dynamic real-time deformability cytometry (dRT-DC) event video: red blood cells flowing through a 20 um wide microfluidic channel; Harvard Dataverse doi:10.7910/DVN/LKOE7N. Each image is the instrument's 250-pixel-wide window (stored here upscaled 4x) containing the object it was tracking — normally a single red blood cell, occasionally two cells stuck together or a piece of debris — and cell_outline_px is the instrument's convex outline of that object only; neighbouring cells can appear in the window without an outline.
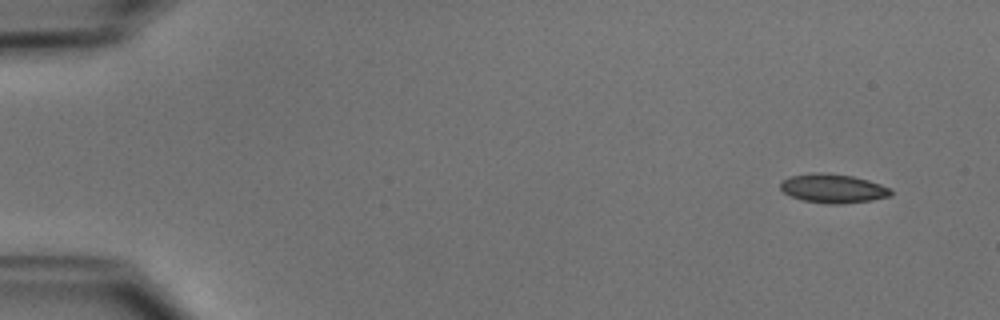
{"species": "common noctule bat (a hibernating species)", "species_latin": "Nyctalus noctula", "temperature_condition": "cold", "stored_images_in_passage": 48, "camera_frame_rate_fps": 3000, "um_per_image_px": 0.085, "animal": {"sex": "male", "body_mass_g": 15.6}, "frame": {"image": 1, "passage_image": 1, "time_ms": 0.0, "image_size_px": [1000, 320], "cell_outline_px": [[892, 196], [872, 200], [840, 204], [828, 204], [800, 200], [784, 192], [780, 188], [780, 184], [788, 176], [812, 172], [820, 172], [852, 176], [868, 180], [892, 188]], "centroid_in_image_um": [70.82, 16.02], "position_along_channel_um": 14.2, "area_um2": 18.79}}
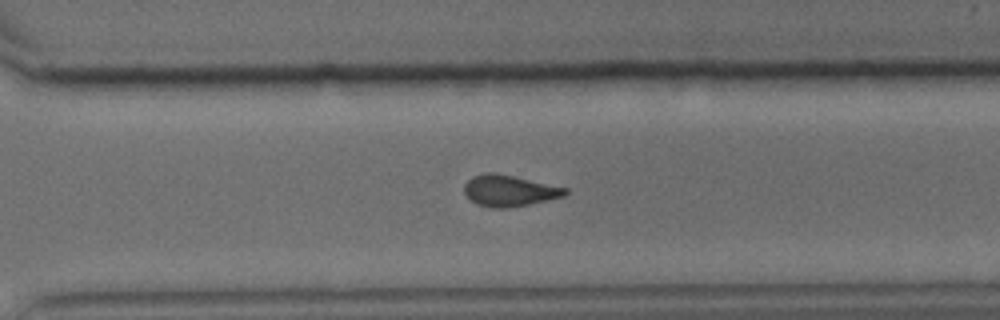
{"frame": {"image": 2, "passage_image": 34, "time_ms": 11.0, "image_size_px": [1000, 320], "cell_outline_px": [[568, 192], [564, 196], [528, 204], [508, 208], [492, 208], [476, 204], [464, 192], [464, 184], [472, 176], [488, 172], [496, 172], [568, 188]], "centroid_in_image_um": [43.27, 16.2], "position_along_channel_um": 327.3, "area_um2": 18.32}}
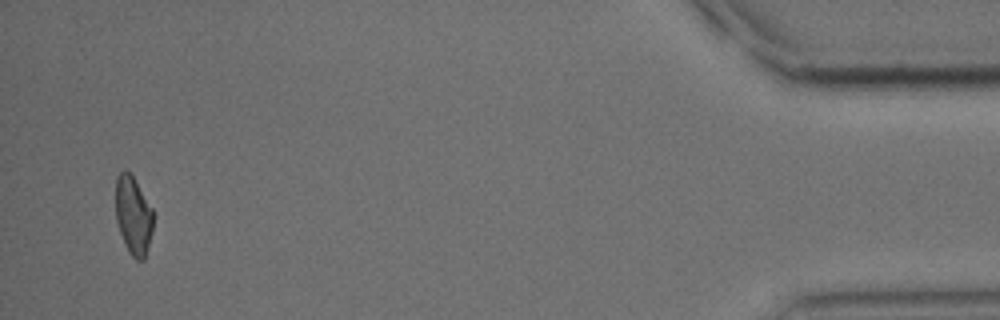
{"frame": {"image": 3, "passage_image": 47, "time_ms": 15.333, "image_size_px": [1000, 320], "cell_outline_px": [[152, 232], [144, 260], [136, 260], [128, 252], [124, 244], [116, 220], [116, 176], [120, 172], [128, 172], [132, 176], [152, 208]], "centroid_in_image_um": [11.32, 18.36], "position_along_channel_um": 423.9, "area_um2": 16.88}, "authors_computed_cell_mechanics": {"area_um2": 18.5249, "velocity_mm_per_s": 3.9478, "shape_relaxation_time_tau1_ms": 7.629, "shape_relaxation_time_tau2_ms": 2.4351, "deformation_change_tau1": 0.1773, "deformation_change_tau2": 0.0911}}